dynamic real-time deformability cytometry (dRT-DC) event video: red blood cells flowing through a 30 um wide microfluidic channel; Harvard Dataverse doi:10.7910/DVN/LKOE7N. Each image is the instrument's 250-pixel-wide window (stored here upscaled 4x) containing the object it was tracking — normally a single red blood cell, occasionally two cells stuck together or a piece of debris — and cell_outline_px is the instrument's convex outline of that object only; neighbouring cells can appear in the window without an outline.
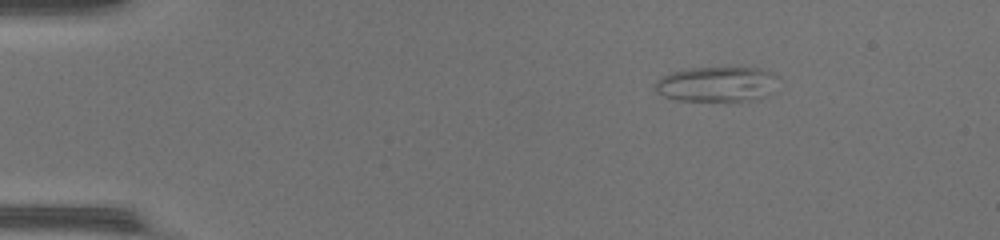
{"species": "common noctule bat (a hibernating species)", "species_latin": "Nyctalus noctula", "temperature_condition": "warm", "stored_images_in_passage": 41, "camera_frame_rate_fps": 3000, "um_per_image_px": 0.085, "animal": {"sex": "female", "body_mass_g": 17.0, "forearm_length_mm": 48.0}, "frame": {"image": 1, "passage_image": 1, "time_ms": 0.0, "image_size_px": [1000, 240], "cell_outline_px": [[780, 76], [764, 96], [748, 100], [676, 100], [664, 96], [656, 92], [656, 80], [672, 72], [692, 68], [760, 68], [772, 72]], "centroid_in_image_um": [60.9, 7.14], "position_along_channel_um": 24.1, "area_um2": 24.57}}
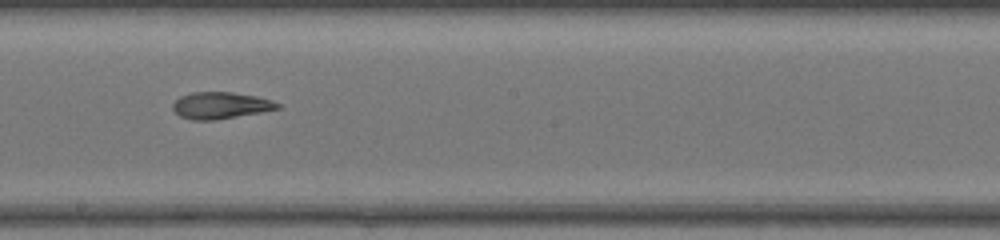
{"frame": {"image": 2, "passage_image": 21, "time_ms": 6.667, "image_size_px": [1000, 240], "cell_outline_px": [[280, 108], [260, 112], [216, 120], [192, 120], [180, 116], [172, 108], [172, 104], [180, 96], [192, 92], [232, 92], [256, 96], [272, 100], [280, 104]], "centroid_in_image_um": [18.73, 8.96], "position_along_channel_um": 229.5, "area_um2": 16.24}}
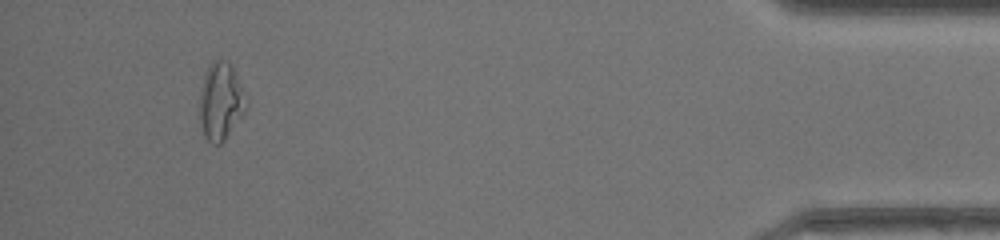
{"frame": {"image": 3, "passage_image": 38, "time_ms": 12.333, "image_size_px": [1000, 240], "cell_outline_px": [[248, 108], [224, 140], [220, 144], [212, 144], [204, 136], [200, 124], [200, 88], [208, 64], [212, 60], [224, 60], [232, 64]], "centroid_in_image_um": [18.74, 8.61], "position_along_channel_um": 416.5, "area_um2": 20.87}, "authors_computed_cell_mechanics": {"area_um2": 17.6868, "velocity_mm_per_s": 4.4495, "shape_relaxation_time_tau1_ms": null, "shape_relaxation_time_tau2_ms": 4.154, "deformation_change_tau1": null, "deformation_change_tau2": 0.1074}}